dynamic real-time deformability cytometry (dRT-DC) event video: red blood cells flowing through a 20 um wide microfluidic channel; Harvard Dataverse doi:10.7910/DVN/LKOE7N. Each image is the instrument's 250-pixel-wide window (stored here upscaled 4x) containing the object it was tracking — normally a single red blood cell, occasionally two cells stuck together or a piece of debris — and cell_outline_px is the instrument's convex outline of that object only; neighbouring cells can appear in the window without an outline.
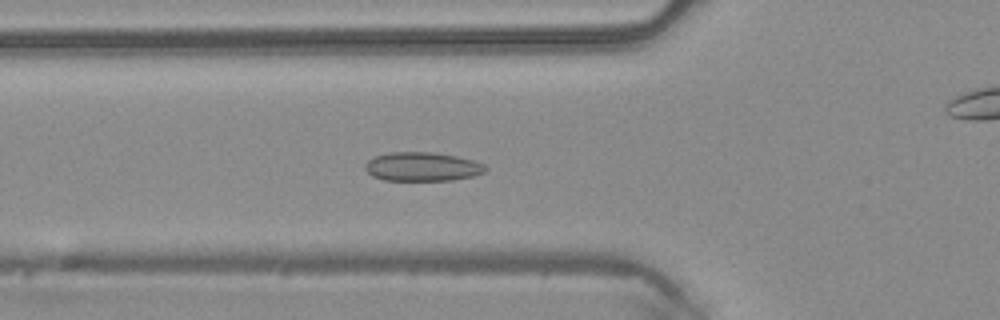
{"species": "common noctule bat (a hibernating species)", "species_latin": "Nyctalus noctula", "temperature_condition": "warm", "stored_images_in_passage": 50, "camera_frame_rate_fps": 3000, "um_per_image_px": 0.085, "animal": {"sex": "male", "body_mass_g": 20.4}, "frame": {"image": 1, "passage_image": 18, "time_ms": 5.667, "image_size_px": [1000, 320], "cell_outline_px": [[488, 168], [484, 172], [472, 176], [452, 180], [384, 180], [372, 176], [364, 168], [364, 164], [368, 160], [376, 156], [388, 152], [432, 152], [456, 156], [472, 160], [484, 164]], "centroid_in_image_um": [35.87, 14.16], "position_along_channel_um": 89.9, "area_um2": 20.23}}
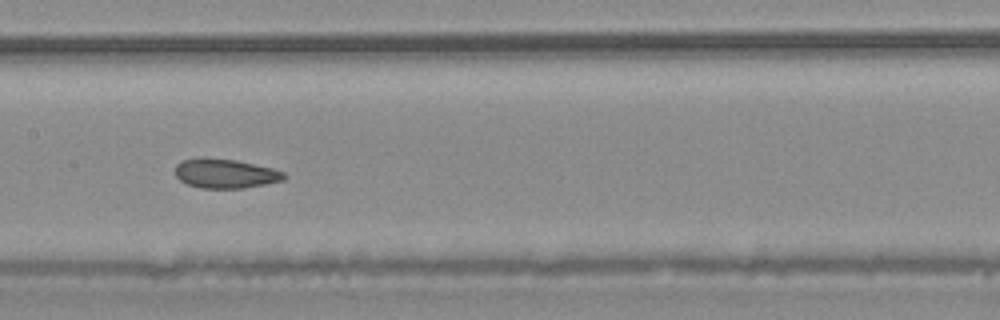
{"frame": {"image": 2, "passage_image": 25, "time_ms": 8.0, "image_size_px": [1000, 320], "cell_outline_px": [[288, 176], [284, 180], [244, 188], [200, 188], [188, 184], [180, 180], [176, 176], [176, 164], [180, 160], [200, 156], [204, 156], [236, 160], [272, 168], [284, 172]], "centroid_in_image_um": [19.13, 14.72], "position_along_channel_um": 188.3, "area_um2": 18.9}}
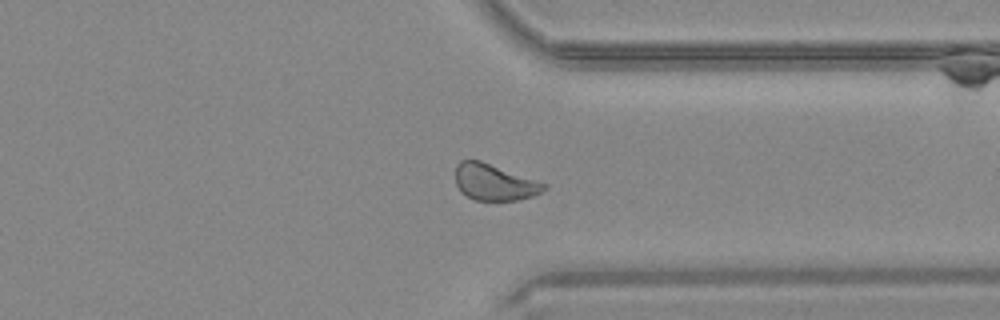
{"frame": {"image": 3, "passage_image": 38, "time_ms": 12.333, "image_size_px": [1000, 320], "cell_outline_px": [[548, 188], [532, 196], [516, 200], [472, 200], [460, 192], [456, 184], [456, 164], [460, 160], [480, 160], [548, 184]], "centroid_in_image_um": [42.0, 15.49], "position_along_channel_um": 369.4, "area_um2": 18.79}, "authors_computed_cell_mechanics": {"area_um2": 20.0566, "velocity_mm_per_s": 4.1859, "shape_relaxation_time_tau1_ms": 10.525, "shape_relaxation_time_tau2_ms": 2.2402, "deformation_change_tau1": 0.1378, "deformation_change_tau2": 0.0481}}